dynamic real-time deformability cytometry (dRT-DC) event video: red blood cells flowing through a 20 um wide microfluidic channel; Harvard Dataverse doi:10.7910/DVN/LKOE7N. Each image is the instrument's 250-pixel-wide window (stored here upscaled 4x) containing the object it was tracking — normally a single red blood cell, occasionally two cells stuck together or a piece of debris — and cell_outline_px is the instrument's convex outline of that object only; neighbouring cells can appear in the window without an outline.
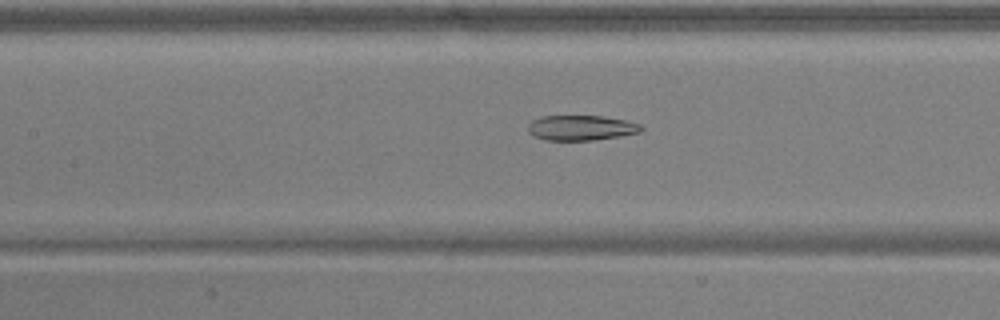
{"species": "common noctule bat (a hibernating species)", "species_latin": "Nyctalus noctula", "temperature_condition": "warm", "stored_images_in_passage": 17, "camera_frame_rate_fps": 3000, "um_per_image_px": 0.085, "animal": {"sex": "male", "body_mass_g": 17.9, "forearm_length_mm": 54.2}, "frame": {"image": 1, "passage_image": 7, "time_ms": 2.0, "image_size_px": [1000, 320], "cell_outline_px": [[644, 128], [640, 132], [620, 136], [592, 140], [544, 140], [532, 136], [528, 132], [528, 124], [532, 120], [540, 116], [604, 116], [624, 120], [640, 124]], "centroid_in_image_um": [49.36, 10.86], "position_along_channel_um": 158.0, "area_um2": 16.65}}
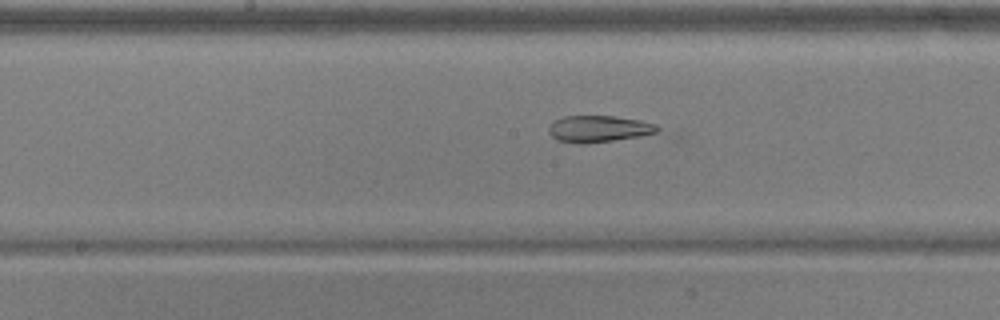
{"frame": {"image": 2, "passage_image": 10, "time_ms": 3.0, "image_size_px": [1000, 320], "cell_outline_px": [[660, 128], [656, 132], [640, 136], [584, 144], [576, 144], [556, 140], [548, 132], [548, 128], [556, 120], [564, 116], [612, 116], [640, 120], [656, 124]], "centroid_in_image_um": [50.87, 10.96], "position_along_channel_um": 197.3, "area_um2": 16.76}}
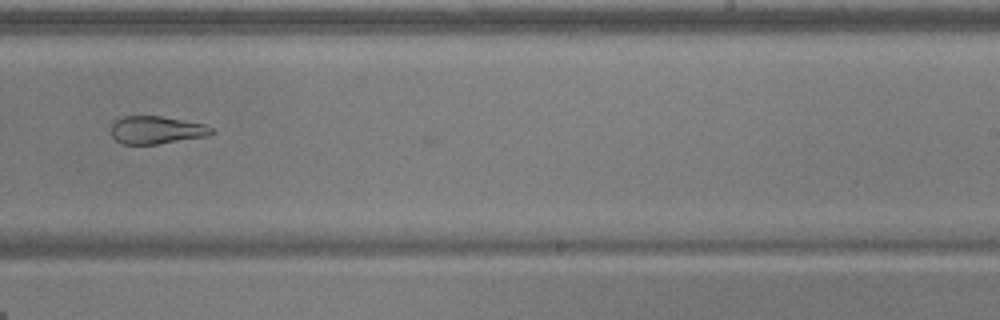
{"frame": {"image": 3, "passage_image": 16, "time_ms": 5.0, "image_size_px": [1000, 320], "cell_outline_px": [[216, 132], [208, 136], [156, 144], [124, 144], [116, 140], [108, 132], [112, 124], [116, 120], [124, 116], [160, 116], [204, 124], [212, 128]], "centroid_in_image_um": [13.28, 11.05], "position_along_channel_um": 275.7, "area_um2": 16.3}}